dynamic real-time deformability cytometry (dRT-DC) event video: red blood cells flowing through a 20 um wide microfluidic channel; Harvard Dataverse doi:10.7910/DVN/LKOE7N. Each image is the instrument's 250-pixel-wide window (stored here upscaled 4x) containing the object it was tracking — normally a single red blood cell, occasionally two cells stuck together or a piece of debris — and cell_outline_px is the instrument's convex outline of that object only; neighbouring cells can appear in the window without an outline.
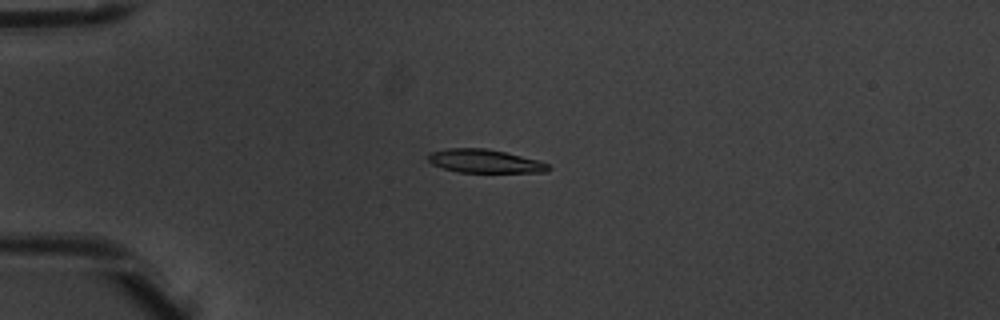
{"species": "common noctule bat (a hibernating species)", "species_latin": "Nyctalus noctula", "temperature_condition": "warm", "stored_images_in_passage": 4, "camera_frame_rate_fps": 3000, "um_per_image_px": 0.085, "animal": {"sex": "male", "body_mass_g": 20.1, "forearm_length_mm": 53.5}, "frame": {"image": 1, "passage_image": 4, "time_ms": 1.0, "image_size_px": [1000, 320], "cell_outline_px": [[552, 168], [544, 172], [460, 172], [444, 168], [432, 164], [428, 160], [428, 152], [448, 148], [488, 148], [540, 160], [548, 164]], "centroid_in_image_um": [41.21, 13.68], "position_along_channel_um": 43.8, "area_um2": 16.47}}